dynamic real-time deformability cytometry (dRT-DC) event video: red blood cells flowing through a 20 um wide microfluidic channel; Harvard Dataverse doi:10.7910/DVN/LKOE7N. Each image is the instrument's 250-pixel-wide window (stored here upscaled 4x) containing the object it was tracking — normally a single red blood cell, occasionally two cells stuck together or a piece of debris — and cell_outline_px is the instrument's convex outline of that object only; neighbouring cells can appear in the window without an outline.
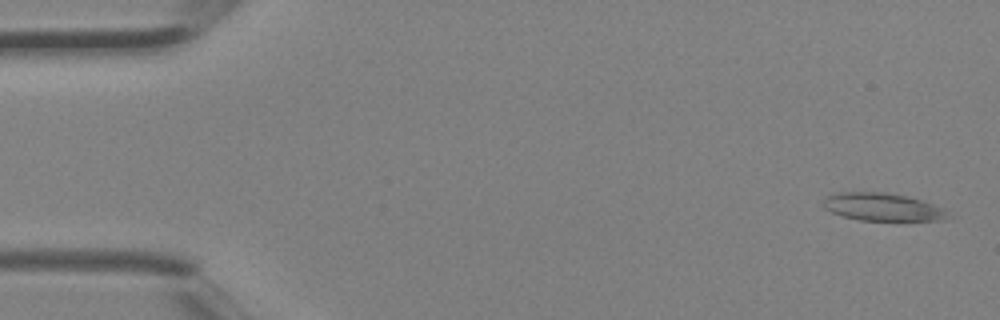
{"species": "Egyptian fruit bat (a non-hibernating species)", "species_latin": "Rousettus aegyptiacus", "temperature_condition": "room temperature", "stored_images_in_passage": 3, "camera_frame_rate_fps": 3000, "um_per_image_px": 0.085, "animal": {"sex": "female"}, "frame": {"image": 1, "passage_image": 1, "time_ms": 0.0, "image_size_px": [1000, 320], "cell_outline_px": [[944, 216], [940, 220], [860, 220], [844, 216], [832, 212], [824, 208], [824, 200], [828, 196], [840, 192], [884, 192], [908, 196], [944, 208]], "centroid_in_image_um": [74.95, 17.58], "position_along_channel_um": 10.0, "area_um2": 19.59}}
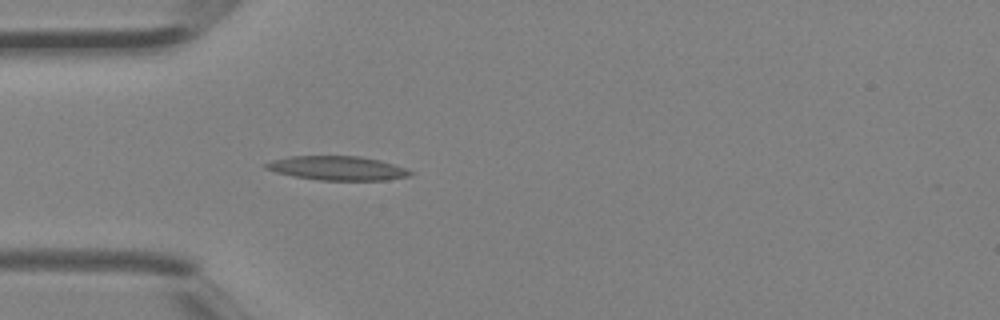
{"frame": {"image": 2, "passage_image": 3, "time_ms": 0.667, "image_size_px": [1000, 320], "cell_outline_px": [[416, 172], [408, 176], [384, 180], [320, 180], [292, 176], [276, 172], [264, 168], [264, 164], [272, 160], [288, 156], [360, 156], [380, 160], [408, 168]], "centroid_in_image_um": [28.69, 14.29], "position_along_channel_um": 56.3, "area_um2": 20.4}}